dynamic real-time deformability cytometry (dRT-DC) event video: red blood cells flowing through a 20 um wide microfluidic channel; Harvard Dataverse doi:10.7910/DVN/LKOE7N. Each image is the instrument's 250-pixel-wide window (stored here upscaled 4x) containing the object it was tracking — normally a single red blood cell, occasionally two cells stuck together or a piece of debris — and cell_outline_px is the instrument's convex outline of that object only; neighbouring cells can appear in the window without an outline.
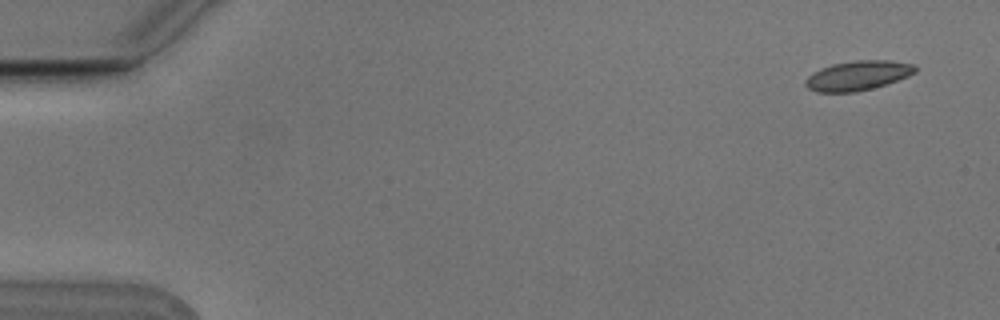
{"species": "Egyptian fruit bat (a non-hibernating species)", "species_latin": "Rousettus aegyptiacus", "temperature_condition": "cold", "stored_images_in_passage": 5, "camera_frame_rate_fps": 3000, "um_per_image_px": 0.085, "animal": {"sex": "male"}, "frame": {"image": 1, "passage_image": 1, "time_ms": 0.0, "image_size_px": [1000, 320], "cell_outline_px": [[916, 72], [908, 76], [872, 88], [856, 92], [816, 92], [808, 88], [804, 84], [804, 80], [812, 72], [820, 68], [832, 64], [856, 60], [888, 60], [916, 64]], "centroid_in_image_um": [72.88, 6.41], "position_along_channel_um": 12.1, "area_um2": 18.96}}